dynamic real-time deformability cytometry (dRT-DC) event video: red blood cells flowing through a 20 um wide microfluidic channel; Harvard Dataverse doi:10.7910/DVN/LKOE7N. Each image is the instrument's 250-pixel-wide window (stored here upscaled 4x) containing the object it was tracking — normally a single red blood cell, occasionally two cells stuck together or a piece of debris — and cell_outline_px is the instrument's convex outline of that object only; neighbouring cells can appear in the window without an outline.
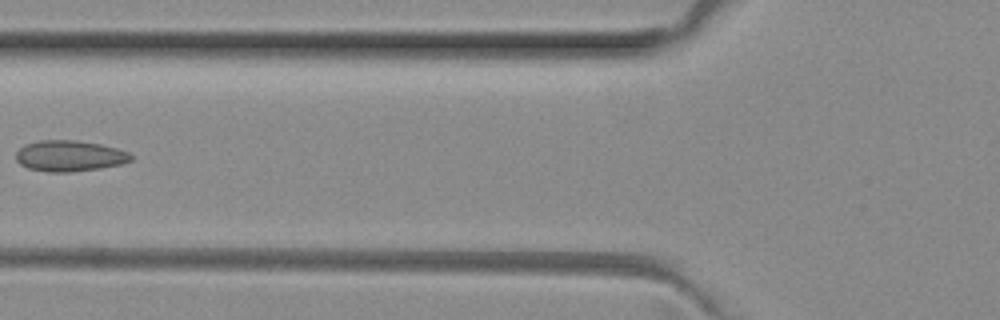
{"species": "common noctule bat (a hibernating species)", "species_latin": "Nyctalus noctula", "temperature_condition": "room temperature", "stored_images_in_passage": 5, "camera_frame_rate_fps": 3000, "um_per_image_px": 0.085, "animal": {"sex": "female", "body_mass_g": 29.2, "forearm_length_mm": 56.3}, "frame": {"image": 1, "passage_image": 5, "time_ms": 1.333, "image_size_px": [1000, 320], "cell_outline_px": [[132, 160], [120, 164], [100, 168], [68, 172], [48, 172], [28, 168], [20, 164], [16, 160], [16, 152], [24, 144], [40, 140], [76, 140], [100, 144], [116, 148], [128, 152], [132, 156]], "centroid_in_image_um": [5.88, 13.25], "position_along_channel_um": 119.9, "area_um2": 20.69}}